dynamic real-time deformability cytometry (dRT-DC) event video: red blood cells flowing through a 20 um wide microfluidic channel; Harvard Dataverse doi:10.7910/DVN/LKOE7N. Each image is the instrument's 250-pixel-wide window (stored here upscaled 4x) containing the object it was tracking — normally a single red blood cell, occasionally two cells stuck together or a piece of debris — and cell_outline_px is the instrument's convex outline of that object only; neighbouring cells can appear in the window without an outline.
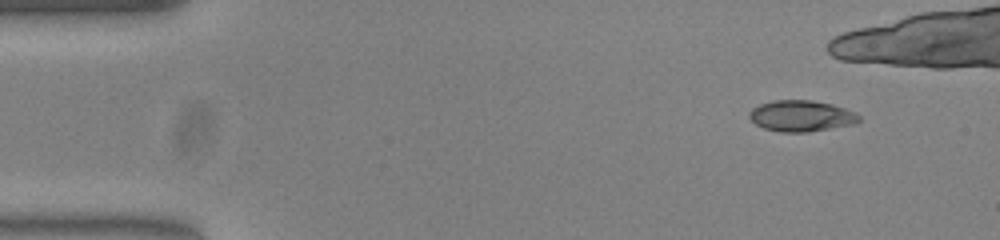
{"species": "common noctule bat (a hibernating species)", "species_latin": "Nyctalus noctula", "temperature_condition": "warm", "stored_images_in_passage": 38, "camera_frame_rate_fps": 3000, "um_per_image_px": 0.085, "animal": {"sex": "female", "body_mass_g": 23.0, "forearm_length_mm": 53.4}, "frame": {"image": 1, "passage_image": 1, "time_ms": 0.0, "image_size_px": [1000, 240], "cell_outline_px": [[860, 120], [856, 124], [808, 132], [780, 132], [764, 128], [756, 124], [748, 116], [748, 112], [752, 108], [760, 104], [772, 100], [808, 100], [832, 104], [856, 112], [860, 116]], "centroid_in_image_um": [68.11, 9.85], "position_along_channel_um": 16.9, "area_um2": 20.0}}
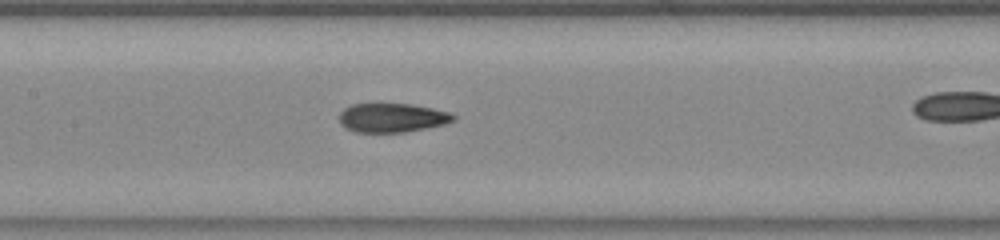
{"frame": {"image": 2, "passage_image": 21, "time_ms": 6.667, "image_size_px": [1000, 240], "cell_outline_px": [[456, 120], [444, 124], [404, 132], [356, 132], [344, 128], [340, 124], [340, 112], [344, 108], [352, 104], [412, 104], [432, 108], [448, 112], [456, 116]], "centroid_in_image_um": [33.31, 10.01], "position_along_channel_um": 174.1, "area_um2": 19.25}}
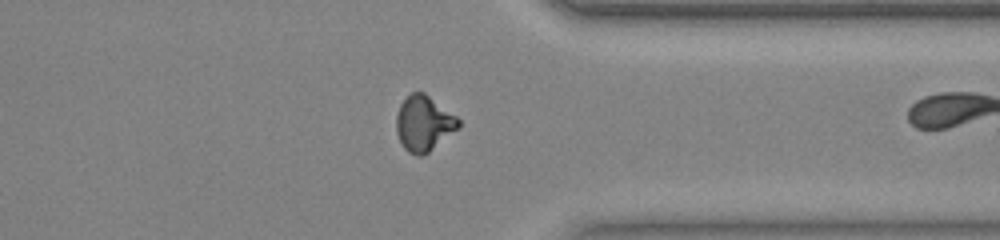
{"frame": {"image": 3, "passage_image": 37, "time_ms": 12.0, "image_size_px": [1000, 240], "cell_outline_px": [[460, 128], [424, 156], [416, 156], [408, 152], [404, 148], [396, 132], [396, 116], [400, 104], [412, 92], [424, 92], [456, 116], [460, 120]], "centroid_in_image_um": [36.03, 10.52], "position_along_channel_um": 375.4, "area_um2": 20.17}}